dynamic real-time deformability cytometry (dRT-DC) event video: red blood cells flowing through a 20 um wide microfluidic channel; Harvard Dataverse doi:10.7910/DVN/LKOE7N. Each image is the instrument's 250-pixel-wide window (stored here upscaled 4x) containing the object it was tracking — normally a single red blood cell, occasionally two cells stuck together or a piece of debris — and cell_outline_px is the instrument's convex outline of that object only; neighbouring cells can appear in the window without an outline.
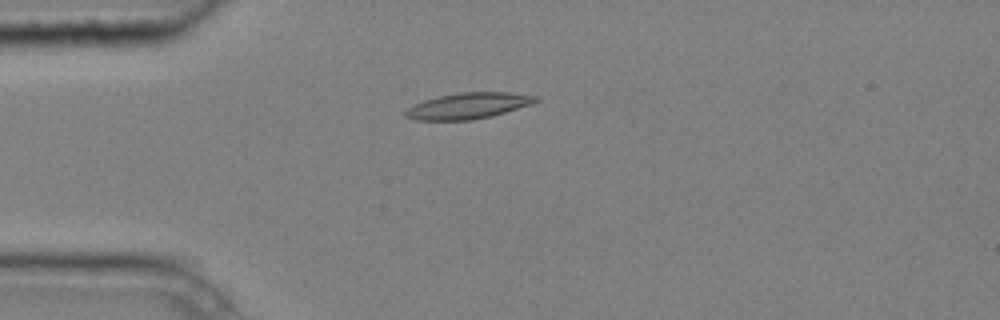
{"species": "common noctule bat (a hibernating species)", "species_latin": "Nyctalus noctula", "temperature_condition": "cold", "stored_images_in_passage": 5, "camera_frame_rate_fps": 3000, "um_per_image_px": 0.085, "animal": {"sex": "male", "body_mass_g": 20.4}, "frame": {"image": 1, "passage_image": 4, "time_ms": 1.0, "image_size_px": [1000, 320], "cell_outline_px": [[540, 100], [532, 104], [492, 116], [472, 120], [416, 120], [404, 116], [404, 112], [408, 108], [424, 100], [436, 96], [460, 92], [508, 92], [540, 96]], "centroid_in_image_um": [39.83, 8.98], "position_along_channel_um": 45.2, "area_um2": 19.88}}
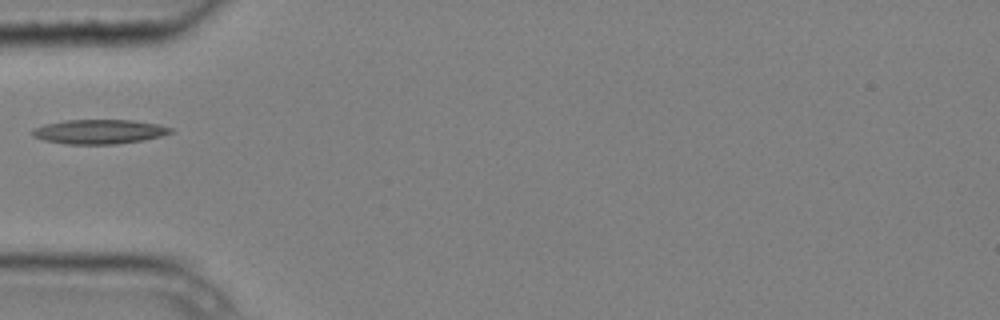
{"frame": {"image": 2, "passage_image": 5, "time_ms": 1.333, "image_size_px": [1000, 320], "cell_outline_px": [[172, 132], [160, 136], [144, 140], [116, 144], [64, 144], [44, 140], [32, 136], [32, 128], [44, 124], [64, 120], [132, 120], [160, 124], [172, 128]], "centroid_in_image_um": [8.41, 11.19], "position_along_channel_um": 76.6, "area_um2": 19.77}}